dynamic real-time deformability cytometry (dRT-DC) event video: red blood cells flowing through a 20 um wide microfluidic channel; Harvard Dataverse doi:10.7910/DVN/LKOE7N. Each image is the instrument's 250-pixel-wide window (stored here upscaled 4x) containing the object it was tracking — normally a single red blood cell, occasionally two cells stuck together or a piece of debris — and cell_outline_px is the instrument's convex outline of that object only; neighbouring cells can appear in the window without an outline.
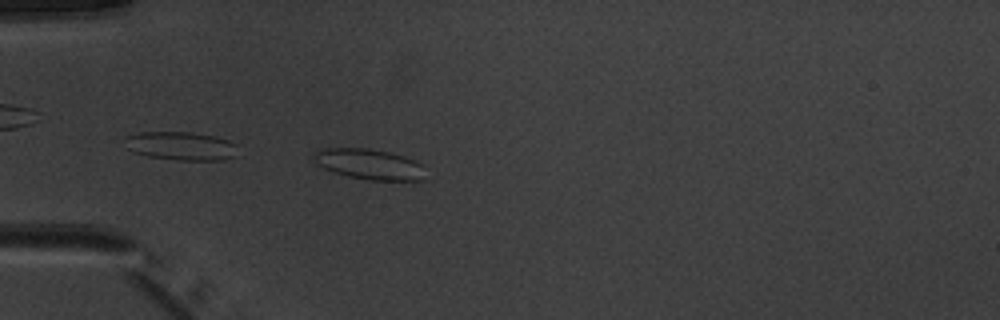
{"species": "common noctule bat (a hibernating species)", "species_latin": "Nyctalus noctula", "temperature_condition": "warm", "stored_images_in_passage": 9, "camera_frame_rate_fps": 3000, "um_per_image_px": 0.085, "animal": {"sex": "male", "body_mass_g": 20.1, "forearm_length_mm": 53.5}, "frame": {"image": 1, "passage_image": 1, "time_ms": 0.0, "image_size_px": [1000, 320], "cell_outline_px": [[424, 180], [372, 180], [348, 176], [324, 168], [316, 164], [312, 160], [312, 152], [324, 148], [368, 148], [388, 152], [404, 156], [416, 160], [424, 164]], "centroid_in_image_um": [31.38, 13.94], "position_along_channel_um": 53.6, "area_um2": 20.0}}
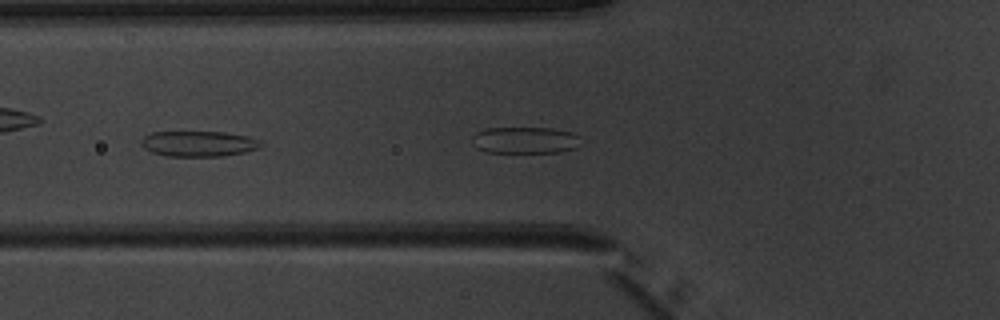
{"frame": {"image": 2, "passage_image": 4, "time_ms": 1.0, "image_size_px": [1000, 320], "cell_outline_px": [[264, 144], [260, 148], [244, 152], [224, 156], [164, 156], [152, 152], [144, 148], [140, 144], [140, 140], [144, 136], [152, 132], [224, 132], [248, 136], [260, 140]], "centroid_in_image_um": [16.89, 12.22], "position_along_channel_um": 108.9, "area_um2": 17.98}}